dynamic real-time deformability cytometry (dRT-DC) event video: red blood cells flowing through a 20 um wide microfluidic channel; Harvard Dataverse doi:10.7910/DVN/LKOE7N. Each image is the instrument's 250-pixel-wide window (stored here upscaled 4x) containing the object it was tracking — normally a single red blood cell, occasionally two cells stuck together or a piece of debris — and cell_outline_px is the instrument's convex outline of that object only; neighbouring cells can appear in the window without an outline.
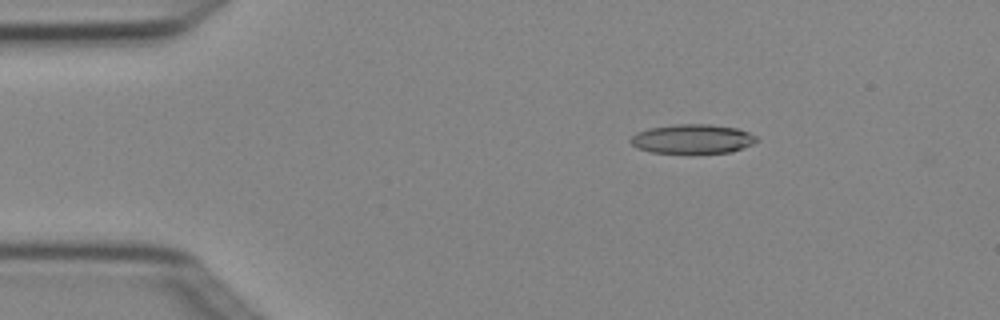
{"species": "Egyptian fruit bat (a non-hibernating species)", "species_latin": "Rousettus aegyptiacus", "temperature_condition": "cold", "stored_images_in_passage": 6, "camera_frame_rate_fps": 3000, "um_per_image_px": 0.085, "animal": {"sex": "female"}, "frame": {"image": 1, "passage_image": 3, "time_ms": 0.667, "image_size_px": [1000, 320], "cell_outline_px": [[756, 140], [752, 144], [732, 152], [652, 152], [636, 148], [628, 140], [636, 132], [648, 128], [676, 124], [708, 124], [736, 128], [748, 132], [756, 136]], "centroid_in_image_um": [58.81, 11.79], "position_along_channel_um": 26.2, "area_um2": 21.21}}
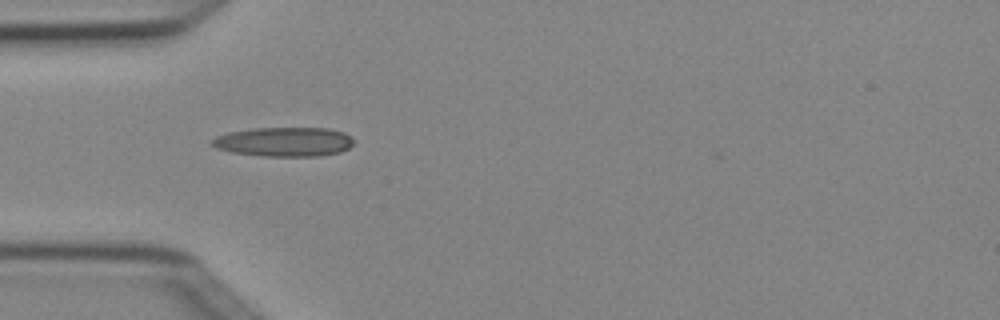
{"frame": {"image": 2, "passage_image": 5, "time_ms": 1.333, "image_size_px": [1000, 320], "cell_outline_px": [[352, 144], [348, 148], [340, 152], [320, 156], [260, 156], [232, 152], [216, 148], [208, 144], [208, 140], [216, 136], [228, 132], [252, 128], [328, 128], [344, 132], [352, 140]], "centroid_in_image_um": [24.07, 12.05], "position_along_channel_um": 60.9, "area_um2": 24.39}}
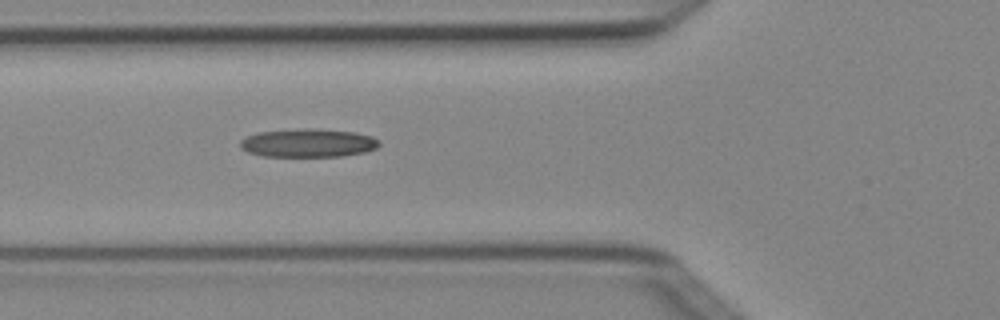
{"frame": {"image": 3, "passage_image": 6, "time_ms": 1.667, "image_size_px": [1000, 320], "cell_outline_px": [[380, 144], [376, 148], [364, 152], [340, 156], [264, 156], [248, 152], [240, 148], [240, 140], [256, 132], [356, 132], [372, 136], [380, 140]], "centroid_in_image_um": [26.2, 12.22], "position_along_channel_um": 99.6, "area_um2": 21.5}}